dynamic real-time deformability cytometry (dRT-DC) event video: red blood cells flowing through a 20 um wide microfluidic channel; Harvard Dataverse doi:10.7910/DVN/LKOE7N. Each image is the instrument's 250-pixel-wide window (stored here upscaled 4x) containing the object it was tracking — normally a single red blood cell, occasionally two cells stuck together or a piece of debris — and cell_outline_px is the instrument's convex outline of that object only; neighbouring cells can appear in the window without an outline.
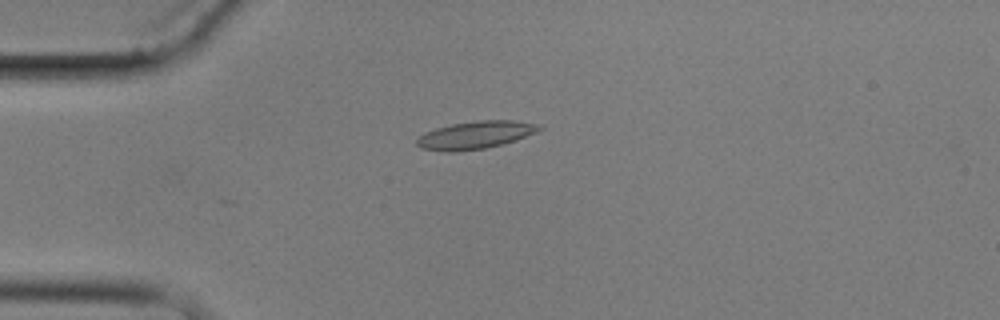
{"species": "common noctule bat (a hibernating species)", "species_latin": "Nyctalus noctula", "temperature_condition": "cold", "stored_images_in_passage": 10, "camera_frame_rate_fps": 3000, "um_per_image_px": 0.085, "animal": {"sex": "male", "body_mass_g": 17.9}, "frame": {"image": 1, "passage_image": 4, "time_ms": 4.333, "image_size_px": [1000, 320], "cell_outline_px": [[544, 128], [536, 132], [516, 140], [484, 148], [456, 152], [444, 152], [420, 148], [416, 144], [416, 140], [424, 132], [436, 128], [452, 124], [480, 120], [512, 120], [540, 124]], "centroid_in_image_um": [40.39, 11.48], "position_along_channel_um": 44.6, "area_um2": 19.77}}
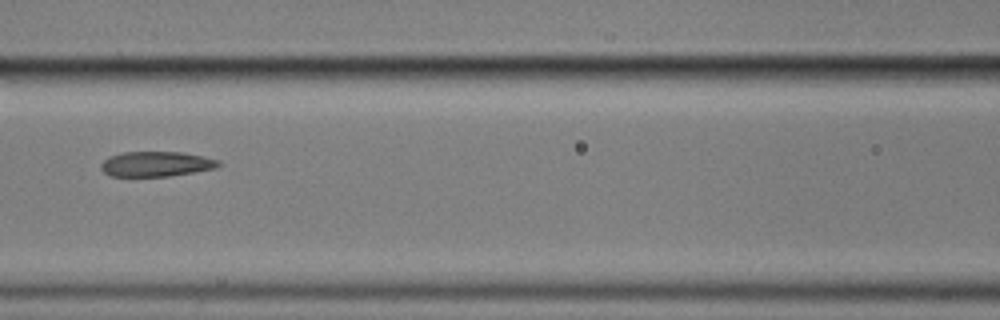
{"frame": {"image": 2, "passage_image": 7, "time_ms": 8.0, "image_size_px": [1000, 320], "cell_outline_px": [[220, 164], [216, 168], [196, 172], [168, 176], [112, 176], [104, 172], [100, 168], [100, 164], [108, 156], [124, 152], [180, 152], [220, 160]], "centroid_in_image_um": [13.26, 13.94], "position_along_channel_um": 153.3, "area_um2": 17.11}}
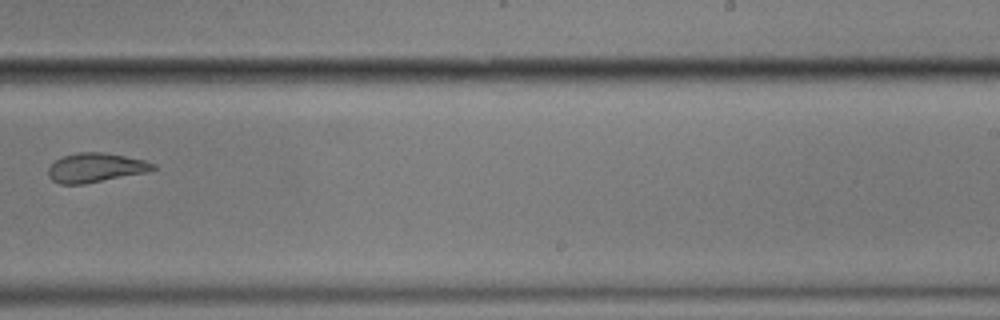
{"frame": {"image": 3, "passage_image": 10, "time_ms": 11.667, "image_size_px": [1000, 320], "cell_outline_px": [[156, 168], [144, 172], [84, 184], [60, 184], [52, 180], [48, 176], [48, 168], [56, 160], [64, 156], [80, 152], [100, 152], [124, 156], [144, 160], [156, 164]], "centroid_in_image_um": [8.09, 14.25], "position_along_channel_um": 280.9, "area_um2": 17.51}}